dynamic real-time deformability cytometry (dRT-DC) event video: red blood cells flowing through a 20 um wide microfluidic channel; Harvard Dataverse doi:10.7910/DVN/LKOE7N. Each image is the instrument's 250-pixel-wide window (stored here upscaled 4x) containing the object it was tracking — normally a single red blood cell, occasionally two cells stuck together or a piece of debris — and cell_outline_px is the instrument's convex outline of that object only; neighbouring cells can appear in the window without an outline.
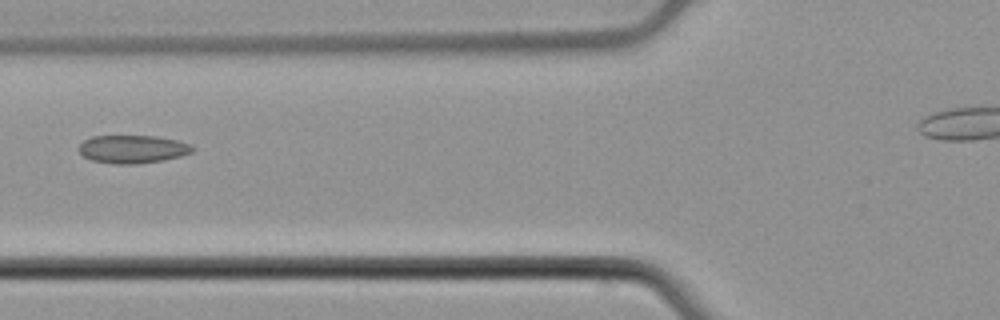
{"species": "common noctule bat (a hibernating species)", "species_latin": "Nyctalus noctula", "temperature_condition": "cold", "stored_images_in_passage": 2, "camera_frame_rate_fps": 3000, "um_per_image_px": 0.085, "animal": {"sex": "male", "body_mass_g": 21.5, "forearm_length_mm": 52.0}, "frame": {"image": 1, "passage_image": 2, "time_ms": 0.333, "image_size_px": [1000, 320], "cell_outline_px": [[196, 148], [192, 152], [180, 156], [164, 160], [136, 164], [112, 164], [92, 160], [84, 156], [76, 148], [84, 140], [92, 136], [156, 136], [176, 140], [188, 144]], "centroid_in_image_um": [11.25, 12.68], "position_along_channel_um": 114.6, "area_um2": 18.61}}